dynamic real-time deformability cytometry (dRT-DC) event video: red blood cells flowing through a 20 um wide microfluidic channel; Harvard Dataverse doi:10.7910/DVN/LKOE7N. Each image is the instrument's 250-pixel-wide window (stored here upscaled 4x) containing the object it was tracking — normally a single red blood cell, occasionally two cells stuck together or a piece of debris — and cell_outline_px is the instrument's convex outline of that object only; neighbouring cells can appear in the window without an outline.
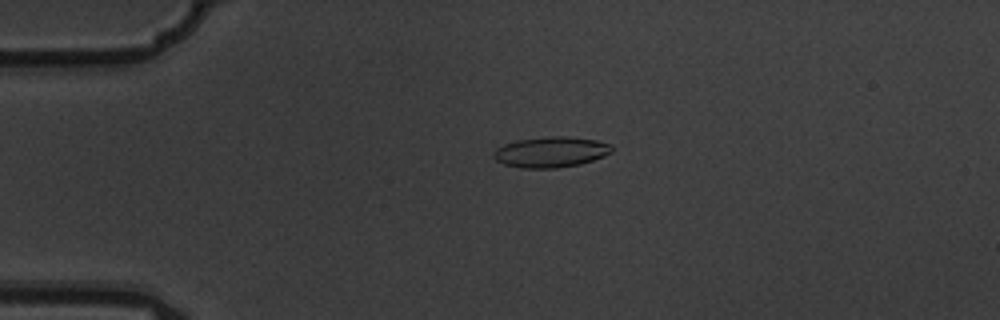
{"species": "common noctule bat (a hibernating species)", "species_latin": "Nyctalus noctula", "temperature_condition": "warm", "stored_images_in_passage": 2, "camera_frame_rate_fps": 3000, "um_per_image_px": 0.085, "animal": {"sex": "male", "body_mass_g": 19.5, "forearm_length_mm": 54.6}, "frame": {"image": 1, "passage_image": 1, "time_ms": 0.0, "image_size_px": [1000, 320], "cell_outline_px": [[612, 152], [604, 156], [580, 164], [556, 168], [520, 168], [504, 164], [496, 160], [492, 156], [496, 148], [504, 144], [516, 140], [552, 136], [564, 136], [596, 140], [612, 144]], "centroid_in_image_um": [46.81, 12.92], "position_along_channel_um": 38.2, "area_um2": 21.1}}